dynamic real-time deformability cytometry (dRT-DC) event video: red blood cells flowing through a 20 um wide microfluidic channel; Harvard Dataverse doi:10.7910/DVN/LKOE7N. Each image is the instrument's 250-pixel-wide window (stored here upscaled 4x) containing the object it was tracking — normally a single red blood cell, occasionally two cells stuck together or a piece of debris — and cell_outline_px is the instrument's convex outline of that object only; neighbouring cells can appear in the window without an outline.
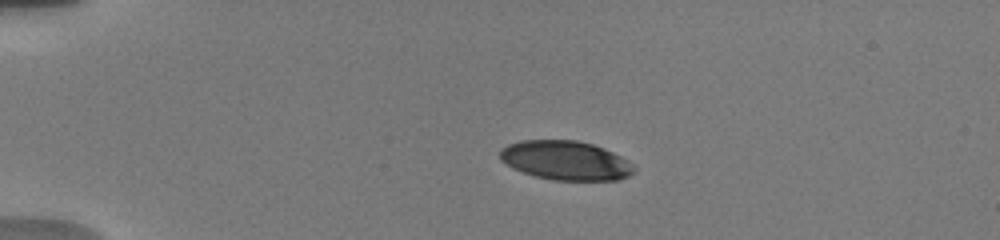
{"species": "human", "species_latin": "Homo sapiens", "temperature_condition": "warm", "stored_images_in_passage": 18, "camera_frame_rate_fps": 3000, "um_per_image_px": 0.085, "donor": {"sex": "male"}, "frame": {"image": 1, "passage_image": 1, "time_ms": 0.0, "image_size_px": [1000, 240], "cell_outline_px": [[636, 172], [628, 176], [616, 180], [552, 180], [536, 176], [512, 168], [500, 160], [500, 148], [508, 144], [524, 140], [576, 140], [592, 144], [604, 148], [628, 160], [636, 168]], "centroid_in_image_um": [48.08, 13.64], "position_along_channel_um": 36.9, "area_um2": 30.63}}
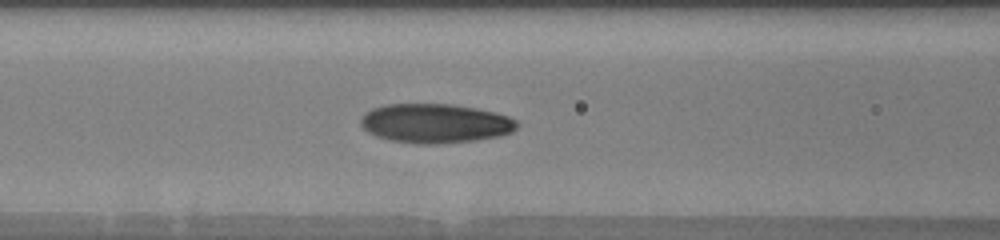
{"frame": {"image": 2, "passage_image": 12, "time_ms": 4.0, "image_size_px": [1000, 240], "cell_outline_px": [[516, 128], [512, 132], [500, 136], [476, 140], [436, 144], [420, 144], [392, 140], [376, 136], [368, 132], [360, 124], [360, 120], [364, 112], [372, 108], [384, 104], [452, 104], [476, 108], [496, 112], [508, 116], [516, 120]], "centroid_in_image_um": [36.98, 10.48], "position_along_channel_um": 129.6, "area_um2": 35.84}}
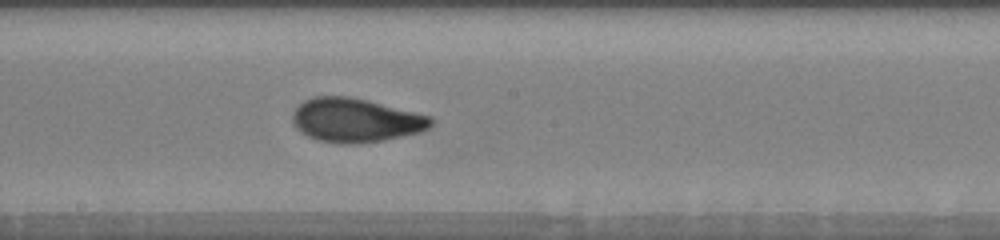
{"frame": {"image": 3, "passage_image": 18, "time_ms": 6.333, "image_size_px": [1000, 240], "cell_outline_px": [[436, 120], [428, 128], [420, 132], [380, 140], [348, 144], [340, 144], [316, 140], [308, 136], [296, 128], [292, 120], [292, 112], [304, 100], [312, 96], [348, 96], [368, 100], [432, 116]], "centroid_in_image_um": [30.22, 10.2], "position_along_channel_um": 218.0, "area_um2": 35.43}}